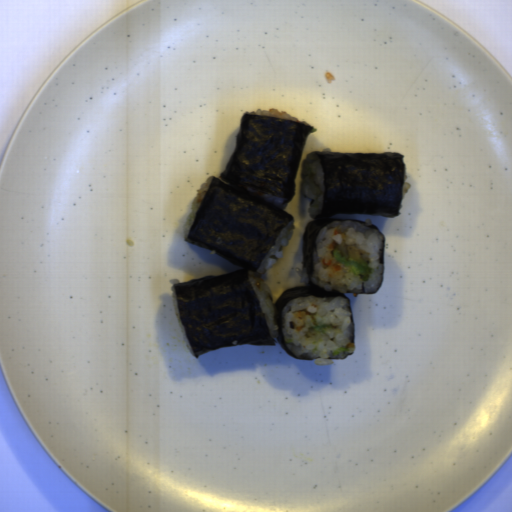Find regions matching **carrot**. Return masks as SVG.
Returning a JSON list of instances; mask_svg holds the SVG:
<instances>
[{"label": "carrot", "instance_id": "obj_1", "mask_svg": "<svg viewBox=\"0 0 512 512\" xmlns=\"http://www.w3.org/2000/svg\"><path fill=\"white\" fill-rule=\"evenodd\" d=\"M332 261H333L332 259H329V261H328V262H326V259L324 258V259L322 260V263H323V265H324V266H331V267L333 268V270H334V271H339V270H341V269H342L340 265L332 264Z\"/></svg>", "mask_w": 512, "mask_h": 512}, {"label": "carrot", "instance_id": "obj_2", "mask_svg": "<svg viewBox=\"0 0 512 512\" xmlns=\"http://www.w3.org/2000/svg\"><path fill=\"white\" fill-rule=\"evenodd\" d=\"M295 315H297L299 319H305V317L307 315V311H305V310H297L295 312Z\"/></svg>", "mask_w": 512, "mask_h": 512}, {"label": "carrot", "instance_id": "obj_3", "mask_svg": "<svg viewBox=\"0 0 512 512\" xmlns=\"http://www.w3.org/2000/svg\"><path fill=\"white\" fill-rule=\"evenodd\" d=\"M337 244H338L337 242L332 241V242L329 244L328 248H331V249H334V250H335V248H336Z\"/></svg>", "mask_w": 512, "mask_h": 512}, {"label": "carrot", "instance_id": "obj_4", "mask_svg": "<svg viewBox=\"0 0 512 512\" xmlns=\"http://www.w3.org/2000/svg\"><path fill=\"white\" fill-rule=\"evenodd\" d=\"M339 233H341V230H339V229H335V230L333 231V235H334V236L338 235Z\"/></svg>", "mask_w": 512, "mask_h": 512}, {"label": "carrot", "instance_id": "obj_5", "mask_svg": "<svg viewBox=\"0 0 512 512\" xmlns=\"http://www.w3.org/2000/svg\"><path fill=\"white\" fill-rule=\"evenodd\" d=\"M301 328H302L301 326H297V327H296V331H300V330H301Z\"/></svg>", "mask_w": 512, "mask_h": 512}]
</instances>
